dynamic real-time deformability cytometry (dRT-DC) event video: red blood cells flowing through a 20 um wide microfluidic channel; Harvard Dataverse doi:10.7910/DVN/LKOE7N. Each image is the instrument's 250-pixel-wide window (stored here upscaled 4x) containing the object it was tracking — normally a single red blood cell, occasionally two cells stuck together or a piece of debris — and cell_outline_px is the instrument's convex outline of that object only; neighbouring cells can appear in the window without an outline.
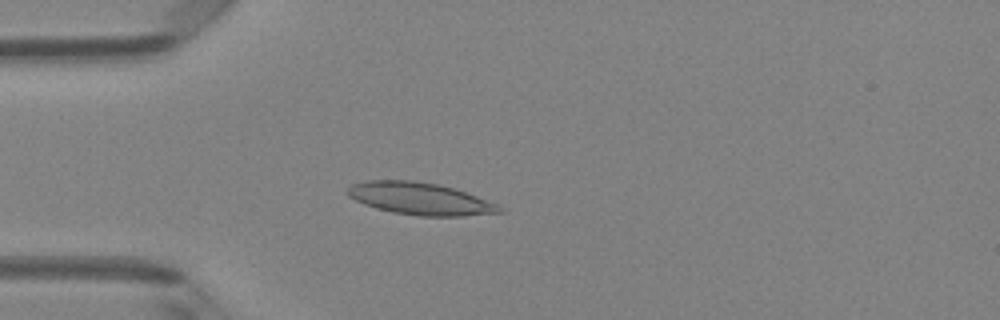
{"species": "Egyptian fruit bat (a non-hibernating species)", "species_latin": "Rousettus aegyptiacus", "temperature_condition": "room temperature", "stored_images_in_passage": 49, "camera_frame_rate_fps": 3000, "um_per_image_px": 0.085, "animal": {"sex": "female"}, "frame": {"image": 1, "passage_image": 13, "time_ms": 4.0, "image_size_px": [1000, 320], "cell_outline_px": [[504, 212], [464, 216], [420, 216], [392, 212], [376, 208], [364, 204], [348, 196], [344, 192], [352, 184], [368, 180], [412, 180], [436, 184], [452, 188], [476, 196], [496, 204], [504, 208]], "centroid_in_image_um": [35.67, 16.89], "position_along_channel_um": 49.3, "area_um2": 28.38}}
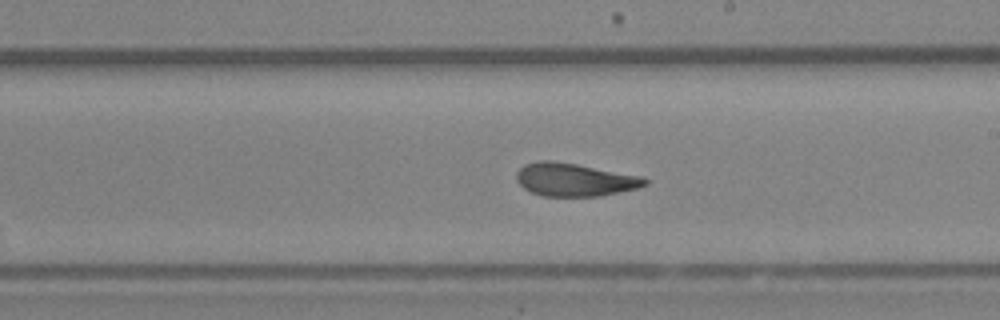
{"frame": {"image": 2, "passage_image": 28, "time_ms": 9.0, "image_size_px": [1000, 320], "cell_outline_px": [[648, 184], [636, 188], [620, 192], [600, 196], [540, 196], [524, 188], [516, 180], [516, 172], [524, 164], [540, 160], [552, 160], [576, 164], [644, 176], [648, 180]], "centroid_in_image_um": [48.84, 15.27], "position_along_channel_um": 240.2, "area_um2": 24.85}}
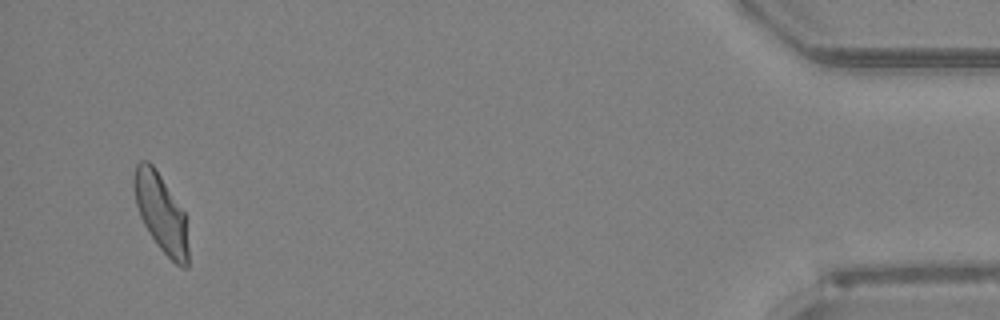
{"frame": {"image": 3, "passage_image": 47, "time_ms": 15.333, "image_size_px": [1000, 320], "cell_outline_px": [[188, 268], [180, 268], [156, 244], [144, 224], [140, 216], [136, 204], [132, 188], [132, 180], [136, 164], [140, 160], [148, 160], [152, 164], [184, 212], [188, 248]], "centroid_in_image_um": [13.65, 18.09], "position_along_channel_um": 421.5, "area_um2": 24.57}, "authors_computed_cell_mechanics": {"area_um2": 25.4898, "velocity_mm_per_s": 4.0802, "shape_relaxation_time_tau1_ms": null, "shape_relaxation_time_tau2_ms": 1.8983, "deformation_change_tau1": null, "deformation_change_tau2": 0.0873}}